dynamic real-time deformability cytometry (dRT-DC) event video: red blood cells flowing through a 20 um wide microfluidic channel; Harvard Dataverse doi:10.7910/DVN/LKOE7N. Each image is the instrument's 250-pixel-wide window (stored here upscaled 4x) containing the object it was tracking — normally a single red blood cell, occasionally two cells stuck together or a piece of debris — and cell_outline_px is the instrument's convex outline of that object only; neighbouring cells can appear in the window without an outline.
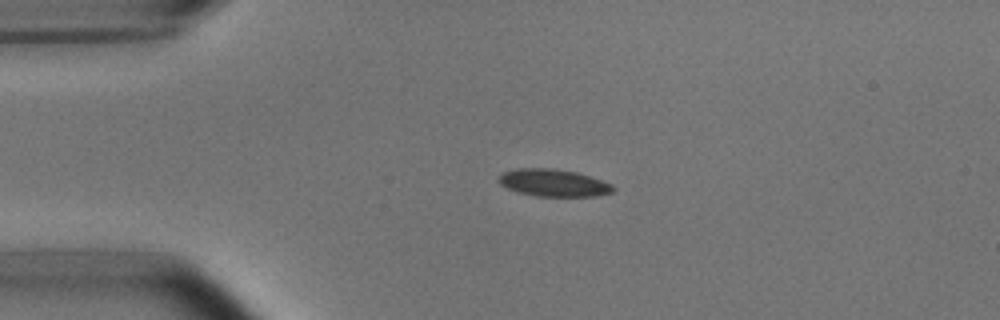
{"species": "common noctule bat (a hibernating species)", "species_latin": "Nyctalus noctula", "temperature_condition": "room temperature", "stored_images_in_passage": 14, "camera_frame_rate_fps": 3000, "um_per_image_px": 0.085, "animal": {"sex": "male", "body_mass_g": 15.6}, "frame": {"image": 1, "passage_image": 11, "time_ms": 3.333, "image_size_px": [1000, 320], "cell_outline_px": [[616, 188], [612, 192], [596, 196], [536, 196], [516, 192], [500, 184], [500, 176], [504, 172], [516, 168], [552, 168], [576, 172], [612, 184]], "centroid_in_image_um": [47.05, 15.54], "position_along_channel_um": 37.9, "area_um2": 18.03}}